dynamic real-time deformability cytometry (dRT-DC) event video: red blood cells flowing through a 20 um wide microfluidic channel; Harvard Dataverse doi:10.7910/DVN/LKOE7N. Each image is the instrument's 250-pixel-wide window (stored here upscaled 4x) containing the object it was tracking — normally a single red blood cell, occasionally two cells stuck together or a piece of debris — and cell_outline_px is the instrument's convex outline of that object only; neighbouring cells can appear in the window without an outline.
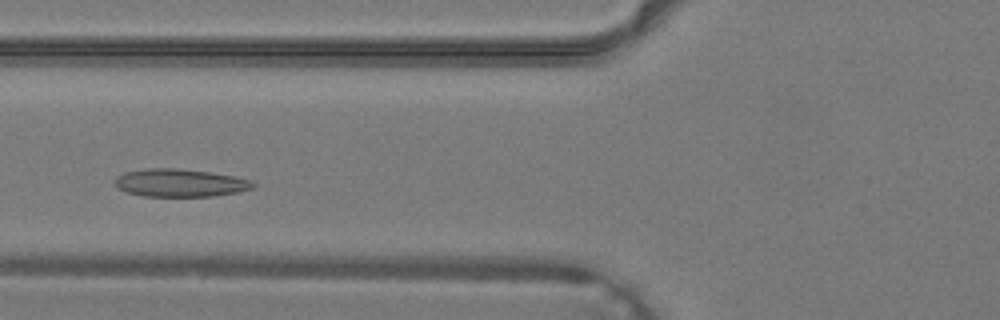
{"species": "common noctule bat (a hibernating species)", "species_latin": "Nyctalus noctula", "temperature_condition": "warm", "stored_images_in_passage": 32, "camera_frame_rate_fps": 3000, "um_per_image_px": 0.085, "animal": {"sex": "male", "body_mass_g": 19.2, "forearm_length_mm": 51.8}, "frame": {"image": 1, "passage_image": 8, "time_ms": 2.333, "image_size_px": [1000, 320], "cell_outline_px": [[256, 184], [252, 188], [236, 192], [212, 196], [144, 196], [128, 192], [120, 188], [116, 184], [116, 176], [124, 172], [148, 168], [176, 168], [208, 172], [232, 176], [252, 180]], "centroid_in_image_um": [15.3, 15.54], "position_along_channel_um": 110.5, "area_um2": 22.08}}
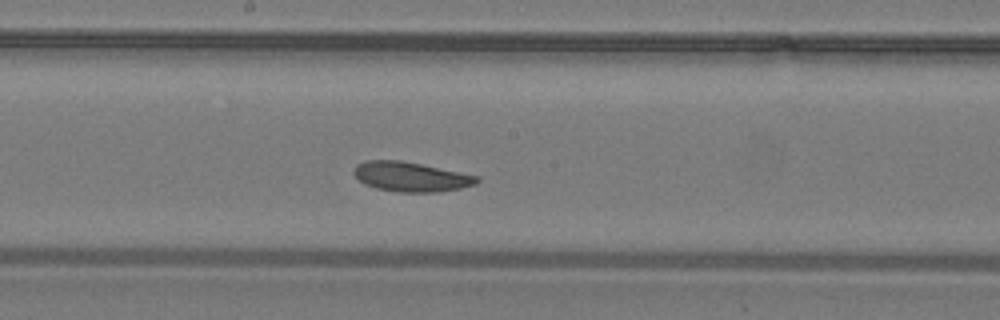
{"frame": {"image": 2, "passage_image": 14, "time_ms": 4.333, "image_size_px": [1000, 320], "cell_outline_px": [[480, 180], [476, 184], [460, 188], [436, 192], [400, 192], [376, 188], [364, 184], [352, 172], [356, 164], [364, 160], [400, 160], [480, 176]], "centroid_in_image_um": [34.91, 15.02], "position_along_channel_um": 213.3, "area_um2": 21.21}}
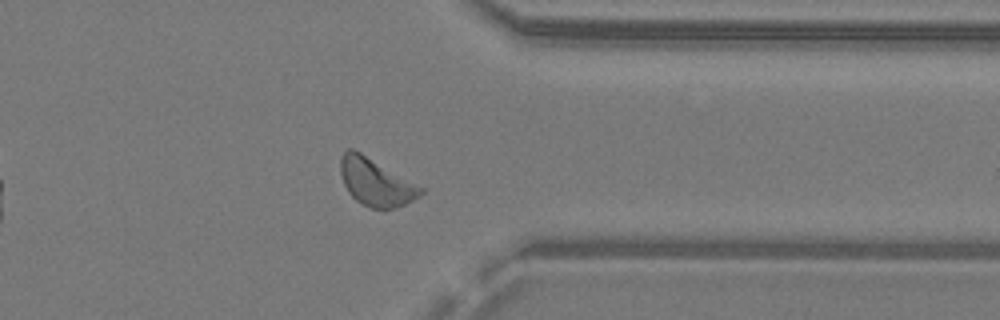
{"frame": {"image": 3, "passage_image": 24, "time_ms": 7.667, "image_size_px": [1000, 320], "cell_outline_px": [[424, 192], [420, 196], [396, 208], [372, 208], [360, 204], [348, 192], [344, 184], [340, 172], [340, 156], [348, 148], [352, 148], [360, 152], [424, 188]], "centroid_in_image_um": [31.92, 15.48], "position_along_channel_um": 379.5, "area_um2": 21.96}}